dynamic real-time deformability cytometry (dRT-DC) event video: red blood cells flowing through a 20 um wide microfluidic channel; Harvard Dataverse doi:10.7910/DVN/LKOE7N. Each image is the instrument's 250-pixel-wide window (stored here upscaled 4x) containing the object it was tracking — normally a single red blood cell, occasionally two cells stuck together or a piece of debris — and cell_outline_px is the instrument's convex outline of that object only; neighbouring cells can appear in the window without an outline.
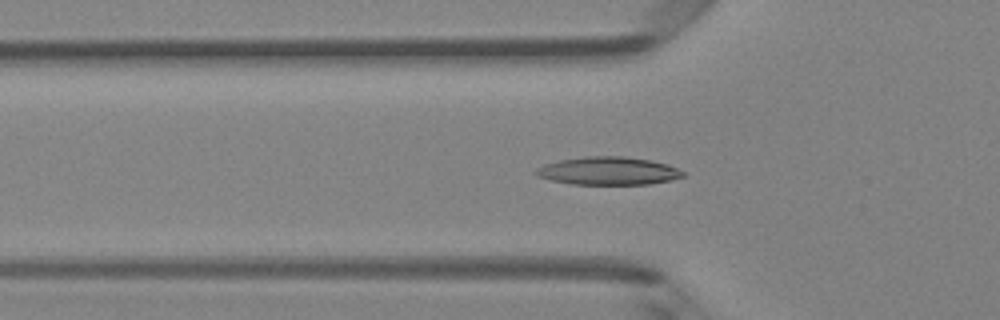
{"species": "Egyptian fruit bat (a non-hibernating species)", "species_latin": "Rousettus aegyptiacus", "temperature_condition": "room temperature", "stored_images_in_passage": 47, "camera_frame_rate_fps": 3000, "um_per_image_px": 0.085, "animal": {"sex": "female"}, "frame": {"image": 1, "passage_image": 13, "time_ms": 4.0, "image_size_px": [1000, 320], "cell_outline_px": [[684, 176], [672, 180], [648, 184], [572, 184], [552, 180], [536, 176], [532, 172], [536, 168], [544, 164], [560, 160], [584, 156], [624, 156], [652, 160], [668, 164], [684, 172]], "centroid_in_image_um": [51.68, 14.52], "position_along_channel_um": 74.1, "area_um2": 24.1}}
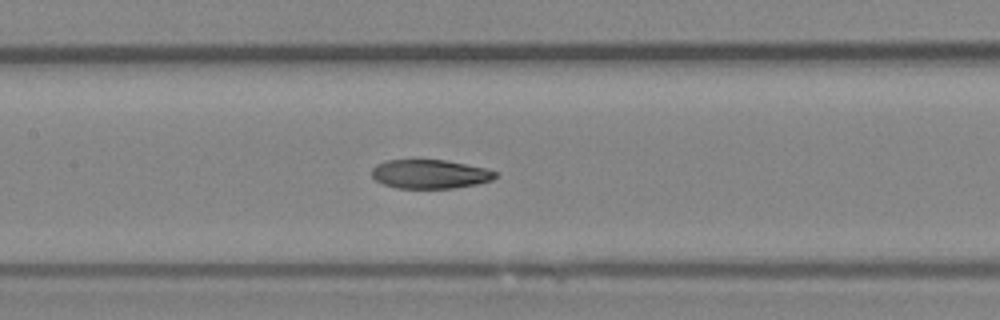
{"frame": {"image": 2, "passage_image": 20, "time_ms": 6.333, "image_size_px": [1000, 320], "cell_outline_px": [[496, 176], [492, 180], [476, 184], [452, 188], [396, 188], [384, 184], [376, 180], [372, 176], [372, 168], [376, 164], [388, 160], [444, 160], [484, 168], [496, 172]], "centroid_in_image_um": [36.51, 14.8], "position_along_channel_um": 170.9, "area_um2": 20.58}}
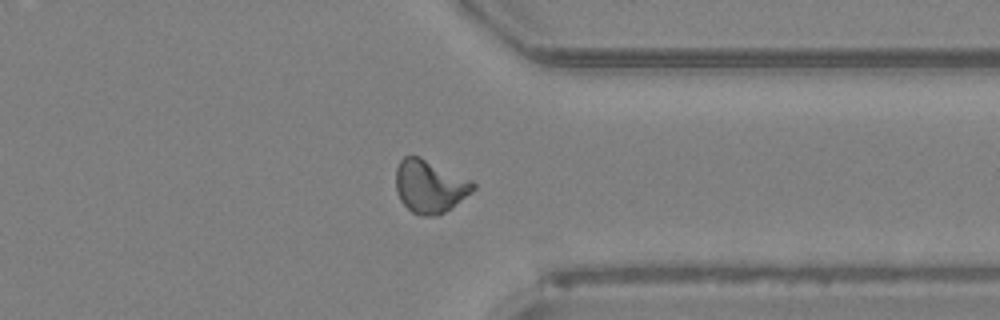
{"frame": {"image": 3, "passage_image": 35, "time_ms": 11.333, "image_size_px": [1000, 320], "cell_outline_px": [[476, 188], [472, 192], [452, 208], [436, 216], [420, 216], [412, 212], [400, 200], [396, 192], [396, 168], [400, 160], [404, 156], [420, 156], [472, 180], [476, 184]], "centroid_in_image_um": [36.54, 15.84], "position_along_channel_um": 374.9, "area_um2": 24.04}, "authors_computed_cell_mechanics": {"area_um2": 22.4842, "velocity_mm_per_s": 4.1463, "shape_relaxation_time_tau1_ms": null, "shape_relaxation_time_tau2_ms": 2.5868, "deformation_change_tau1": null, "deformation_change_tau2": 0.0754}}